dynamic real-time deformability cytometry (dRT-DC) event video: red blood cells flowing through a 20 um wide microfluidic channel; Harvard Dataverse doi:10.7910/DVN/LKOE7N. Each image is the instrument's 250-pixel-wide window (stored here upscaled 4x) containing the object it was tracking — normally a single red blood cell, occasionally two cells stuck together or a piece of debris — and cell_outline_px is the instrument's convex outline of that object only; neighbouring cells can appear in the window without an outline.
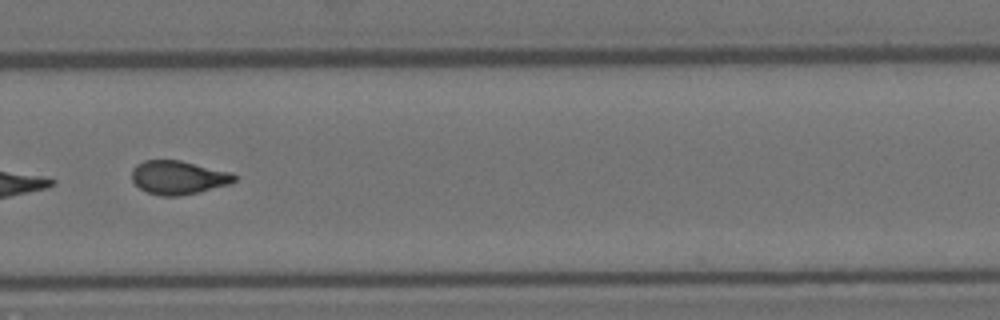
{"species": "Egyptian fruit bat (a non-hibernating species)", "species_latin": "Rousettus aegyptiacus", "temperature_condition": "room temperature", "stored_images_in_passage": 12, "camera_frame_rate_fps": 3000, "um_per_image_px": 0.085, "animal": {"sex": "female"}, "frame": {"image": 1, "passage_image": 9, "time_ms": 2.667, "image_size_px": [1000, 320], "cell_outline_px": [[236, 180], [228, 184], [196, 192], [176, 196], [160, 196], [148, 192], [140, 188], [132, 180], [132, 168], [136, 164], [144, 160], [180, 160], [232, 172], [236, 176]], "centroid_in_image_um": [15.13, 15.07], "position_along_channel_um": 314.7, "area_um2": 19.94}}
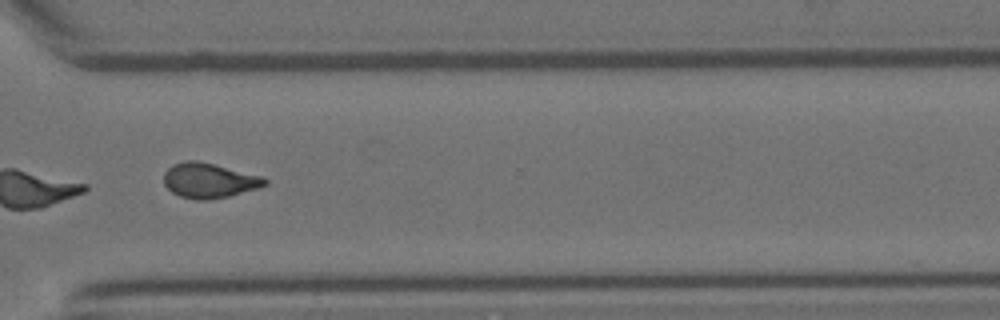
{"frame": {"image": 2, "passage_image": 10, "time_ms": 3.0, "image_size_px": [1000, 320], "cell_outline_px": [[268, 184], [256, 188], [228, 196], [208, 200], [196, 200], [180, 196], [172, 192], [164, 184], [164, 172], [172, 164], [188, 160], [196, 160], [264, 176], [268, 180]], "centroid_in_image_um": [17.77, 15.34], "position_along_channel_um": 352.8, "area_um2": 20.52}}